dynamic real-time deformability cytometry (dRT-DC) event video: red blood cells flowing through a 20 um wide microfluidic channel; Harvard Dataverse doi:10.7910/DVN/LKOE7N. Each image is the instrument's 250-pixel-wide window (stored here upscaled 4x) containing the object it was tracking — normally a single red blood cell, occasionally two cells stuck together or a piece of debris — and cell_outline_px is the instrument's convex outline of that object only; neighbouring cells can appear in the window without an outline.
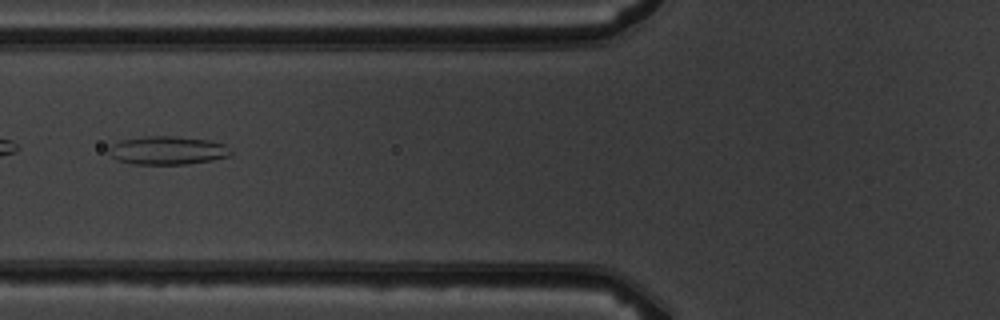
{"species": "common noctule bat (a hibernating species)", "species_latin": "Nyctalus noctula", "temperature_condition": "warm", "stored_images_in_passage": 6, "camera_frame_rate_fps": 3000, "um_per_image_px": 0.085, "animal": {"sex": "male", "body_mass_g": 19.5, "forearm_length_mm": 54.6}, "frame": {"image": 1, "passage_image": 6, "time_ms": 5.667, "image_size_px": [1000, 320], "cell_outline_px": [[232, 156], [212, 160], [188, 164], [132, 164], [120, 160], [112, 156], [108, 152], [108, 148], [120, 140], [148, 136], [172, 136], [208, 140], [224, 144], [232, 152]], "centroid_in_image_um": [14.26, 12.79], "position_along_channel_um": 111.5, "area_um2": 20.06}}